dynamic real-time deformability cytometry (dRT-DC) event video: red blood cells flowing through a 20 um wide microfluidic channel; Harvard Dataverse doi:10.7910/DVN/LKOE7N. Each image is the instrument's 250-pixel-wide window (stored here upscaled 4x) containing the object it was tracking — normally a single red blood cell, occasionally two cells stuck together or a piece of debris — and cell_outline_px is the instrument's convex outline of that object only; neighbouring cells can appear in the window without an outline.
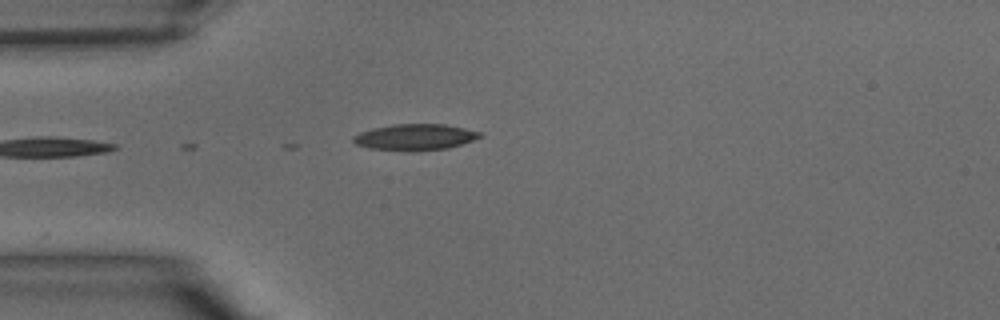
{"species": "common noctule bat (a hibernating species)", "species_latin": "Nyctalus noctula", "temperature_condition": "warm", "stored_images_in_passage": 11, "camera_frame_rate_fps": 3000, "um_per_image_px": 0.085, "animal": {"sex": "male", "body_mass_g": 15.6}, "frame": {"image": 1, "passage_image": 11, "time_ms": 3.333, "image_size_px": [1000, 320], "cell_outline_px": [[484, 136], [448, 148], [416, 152], [404, 152], [368, 148], [356, 144], [352, 140], [352, 136], [360, 132], [372, 128], [392, 124], [444, 124], [464, 128], [480, 132]], "centroid_in_image_um": [35.23, 11.67], "position_along_channel_um": 49.8, "area_um2": 19.65}}